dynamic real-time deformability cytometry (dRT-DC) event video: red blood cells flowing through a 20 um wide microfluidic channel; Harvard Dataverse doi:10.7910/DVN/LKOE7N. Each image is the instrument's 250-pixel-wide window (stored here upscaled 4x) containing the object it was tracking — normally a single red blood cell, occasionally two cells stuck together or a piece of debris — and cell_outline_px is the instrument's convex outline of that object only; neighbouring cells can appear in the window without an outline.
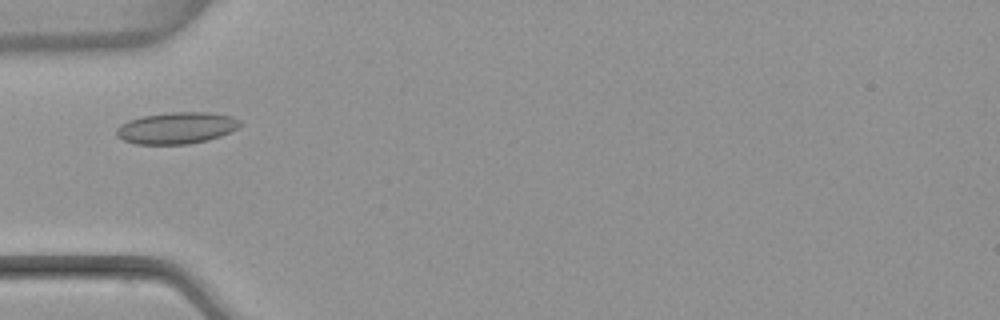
{"species": "common noctule bat (a hibernating species)", "species_latin": "Nyctalus noctula", "temperature_condition": "warm", "stored_images_in_passage": 4, "camera_frame_rate_fps": 3000, "um_per_image_px": 0.085, "animal": {"sex": "female", "body_mass_g": 22.7, "forearm_length_mm": 54.2}, "frame": {"image": 1, "passage_image": 4, "time_ms": 3.667, "image_size_px": [1000, 320], "cell_outline_px": [[240, 124], [236, 128], [220, 136], [208, 140], [188, 144], [136, 144], [124, 140], [116, 136], [116, 128], [120, 124], [128, 120], [144, 116], [172, 112], [208, 112], [232, 116], [240, 120]], "centroid_in_image_um": [14.98, 10.88], "position_along_channel_um": 70.0, "area_um2": 22.66}}